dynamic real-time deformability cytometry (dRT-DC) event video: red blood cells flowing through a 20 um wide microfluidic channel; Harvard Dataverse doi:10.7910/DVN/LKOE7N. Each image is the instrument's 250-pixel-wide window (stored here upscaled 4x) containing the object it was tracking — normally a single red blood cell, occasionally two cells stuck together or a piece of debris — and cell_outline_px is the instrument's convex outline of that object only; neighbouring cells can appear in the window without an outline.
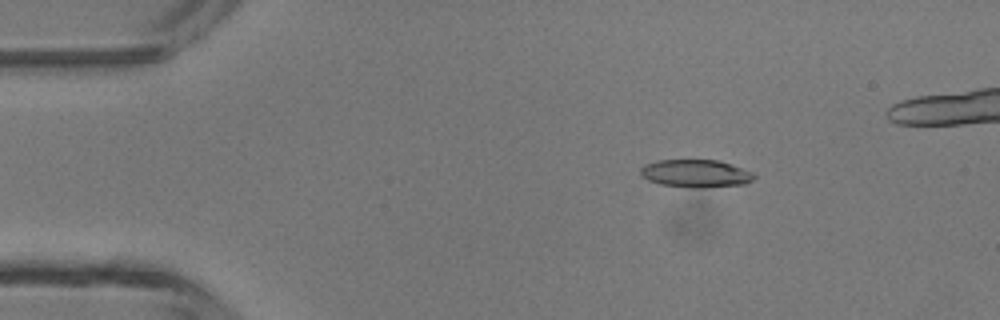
{"species": "common noctule bat (a hibernating species)", "species_latin": "Nyctalus noctula", "temperature_condition": "room temperature", "stored_images_in_passage": 44, "camera_frame_rate_fps": 3000, "um_per_image_px": 0.085, "animal": {"sex": "male", "body_mass_g": 13.3}, "frame": {"image": 1, "passage_image": 8, "time_ms": 2.333, "image_size_px": [1000, 320], "cell_outline_px": [[756, 176], [752, 180], [744, 184], [704, 188], [692, 188], [660, 184], [648, 180], [640, 176], [640, 168], [644, 164], [656, 160], [720, 160], [752, 172]], "centroid_in_image_um": [59.1, 14.75], "position_along_channel_um": 25.9, "area_um2": 18.55}}
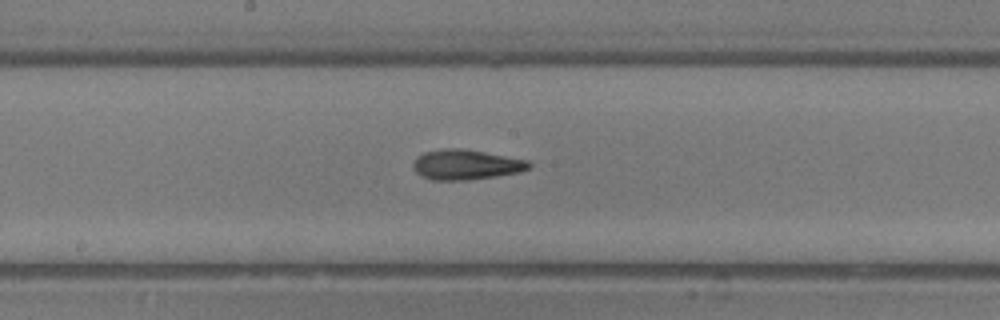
{"frame": {"image": 2, "passage_image": 25, "time_ms": 8.0, "image_size_px": [1000, 320], "cell_outline_px": [[532, 164], [528, 168], [520, 172], [496, 176], [468, 180], [432, 180], [420, 176], [412, 168], [412, 164], [416, 156], [424, 152], [444, 148], [460, 148], [484, 152], [528, 160]], "centroid_in_image_um": [39.56, 14.0], "position_along_channel_um": 208.6, "area_um2": 20.4}}
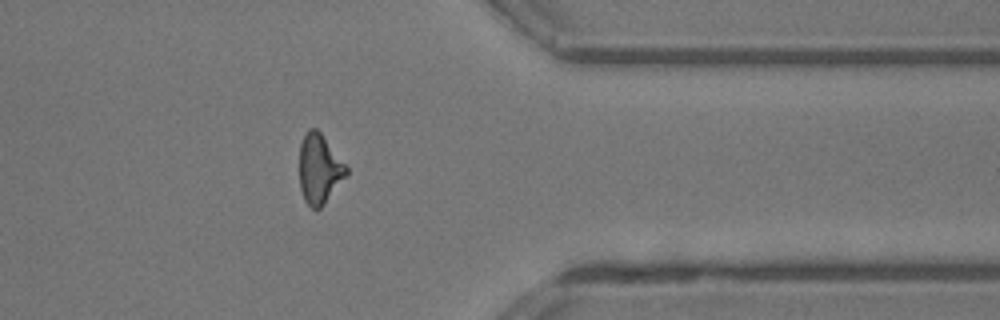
{"frame": {"image": 3, "passage_image": 38, "time_ms": 12.333, "image_size_px": [1000, 320], "cell_outline_px": [[348, 172], [324, 204], [316, 212], [304, 200], [300, 188], [300, 144], [308, 128], [316, 128], [320, 132], [348, 168]], "centroid_in_image_um": [27.12, 14.37], "position_along_channel_um": 384.3, "area_um2": 18.73}, "authors_computed_cell_mechanics": {"area_um2": 19.3919, "velocity_mm_per_s": 4.3956, "shape_relaxation_time_tau1_ms": 5.0146, "shape_relaxation_time_tau2_ms": 2.6325, "deformation_change_tau1": 0.1922, "deformation_change_tau2": 0.1241}}